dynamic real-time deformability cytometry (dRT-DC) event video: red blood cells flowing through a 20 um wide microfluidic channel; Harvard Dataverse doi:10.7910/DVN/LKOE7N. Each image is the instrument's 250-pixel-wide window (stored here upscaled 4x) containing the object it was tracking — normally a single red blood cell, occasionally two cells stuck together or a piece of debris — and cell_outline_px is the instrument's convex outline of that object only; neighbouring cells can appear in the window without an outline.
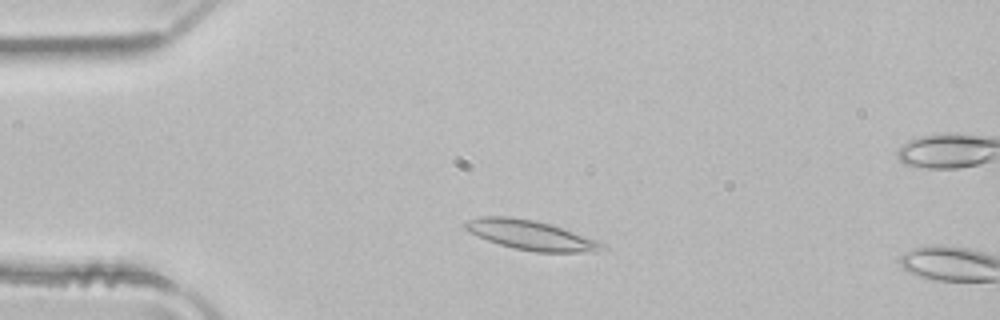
{"species": "common noctule bat (a hibernating species)", "species_latin": "Nyctalus noctula", "temperature_condition": "room temperature", "stored_images_in_passage": 10, "camera_frame_rate_fps": 3000, "um_per_image_px": 0.085, "animal": {"sex": "male", "body_mass_g": 21.5, "forearm_length_mm": 52.0}, "frame": {"image": 1, "passage_image": 7, "time_ms": 2.0, "image_size_px": [1000, 320], "cell_outline_px": [[608, 248], [596, 252], [536, 252], [512, 248], [488, 240], [468, 232], [464, 228], [464, 224], [468, 220], [480, 216], [508, 216], [532, 220], [548, 224], [608, 244]], "centroid_in_image_um": [45.12, 20.0], "position_along_channel_um": 39.9, "area_um2": 23.41}}